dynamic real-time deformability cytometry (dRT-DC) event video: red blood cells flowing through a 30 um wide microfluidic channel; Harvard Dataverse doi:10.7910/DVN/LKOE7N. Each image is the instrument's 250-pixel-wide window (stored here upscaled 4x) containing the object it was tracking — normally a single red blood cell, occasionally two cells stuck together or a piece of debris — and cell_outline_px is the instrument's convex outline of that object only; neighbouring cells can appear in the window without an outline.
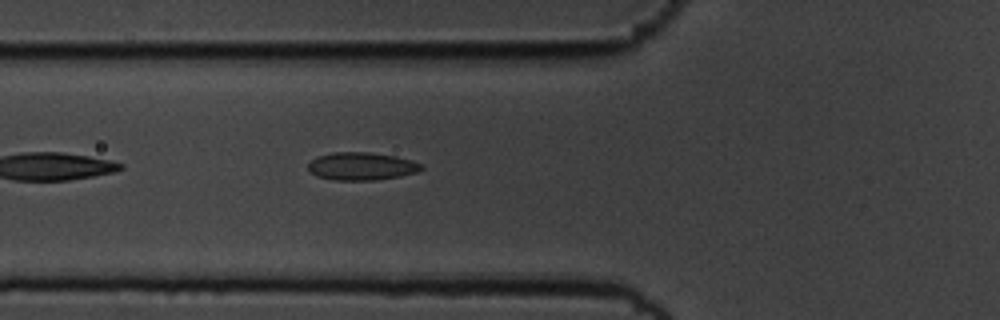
{"species": "common noctule bat (a hibernating species)", "species_latin": "Nyctalus noctula", "temperature_condition": "cold", "stored_images_in_passage": 39, "camera_frame_rate_fps": 3000, "um_per_image_px": 0.085, "animal": {"sex": "male", "body_mass_g": 19.5, "forearm_length_mm": 54.6}, "frame": {"image": 1, "passage_image": 3, "time_ms": 0.667, "image_size_px": [1000, 320], "cell_outline_px": [[424, 168], [420, 172], [400, 176], [376, 180], [332, 180], [316, 176], [308, 172], [308, 164], [316, 156], [332, 152], [368, 152], [396, 156], [412, 160], [424, 164]], "centroid_in_image_um": [30.75, 14.13], "position_along_channel_um": 95.1, "area_um2": 18.73}}
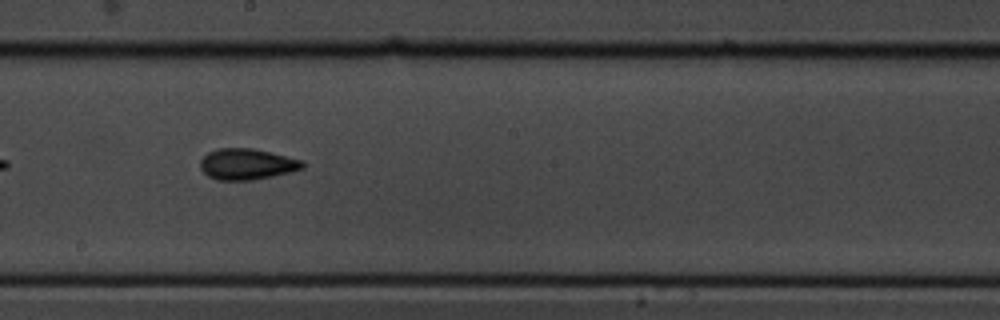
{"frame": {"image": 2, "passage_image": 14, "time_ms": 4.333, "image_size_px": [1000, 320], "cell_outline_px": [[304, 168], [292, 172], [252, 180], [216, 180], [208, 176], [200, 168], [200, 160], [208, 152], [220, 148], [252, 148], [304, 160]], "centroid_in_image_um": [21.0, 13.95], "position_along_channel_um": 227.2, "area_um2": 18.55}}
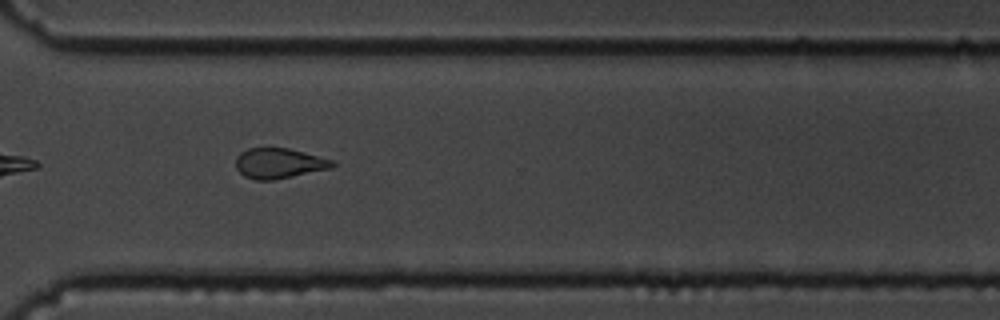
{"frame": {"image": 3, "passage_image": 24, "time_ms": 7.667, "image_size_px": [1000, 320], "cell_outline_px": [[336, 164], [332, 168], [272, 180], [256, 180], [244, 176], [236, 168], [236, 156], [240, 152], [248, 148], [288, 148], [332, 160]], "centroid_in_image_um": [23.68, 13.88], "position_along_channel_um": 346.9, "area_um2": 16.88}, "authors_computed_cell_mechanics": {"area_um2": 18.1492, "velocity_mm_per_s": 3.6029, "shape_relaxation_time_tau1_ms": 4.3612, "shape_relaxation_time_tau2_ms": 3.4366, "deformation_change_tau1": 0.0901, "deformation_change_tau2": 0.0851}}